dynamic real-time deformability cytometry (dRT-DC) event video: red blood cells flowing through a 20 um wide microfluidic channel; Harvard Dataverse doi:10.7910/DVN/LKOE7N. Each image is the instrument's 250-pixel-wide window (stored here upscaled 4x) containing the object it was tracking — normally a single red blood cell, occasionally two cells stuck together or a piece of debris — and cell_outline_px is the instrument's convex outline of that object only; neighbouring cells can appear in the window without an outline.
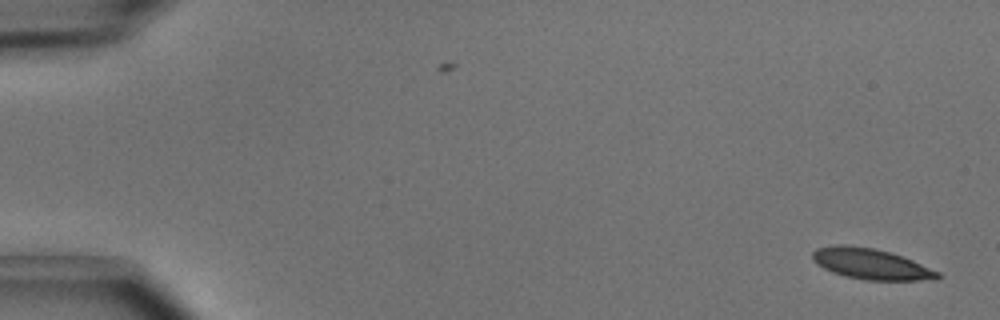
{"species": "common noctule bat (a hibernating species)", "species_latin": "Nyctalus noctula", "temperature_condition": "cold", "stored_images_in_passage": 49, "camera_frame_rate_fps": 3000, "um_per_image_px": 0.085, "animal": {"sex": "male", "body_mass_g": 15.6}, "frame": {"image": 1, "passage_image": 1, "time_ms": 0.0, "image_size_px": [1000, 320], "cell_outline_px": [[940, 276], [936, 280], [864, 280], [844, 276], [832, 272], [816, 264], [812, 260], [812, 252], [816, 248], [836, 244], [844, 244], [872, 248], [892, 252], [912, 260], [940, 272]], "centroid_in_image_um": [74.01, 22.43], "position_along_channel_um": 11.0, "area_um2": 22.6}}
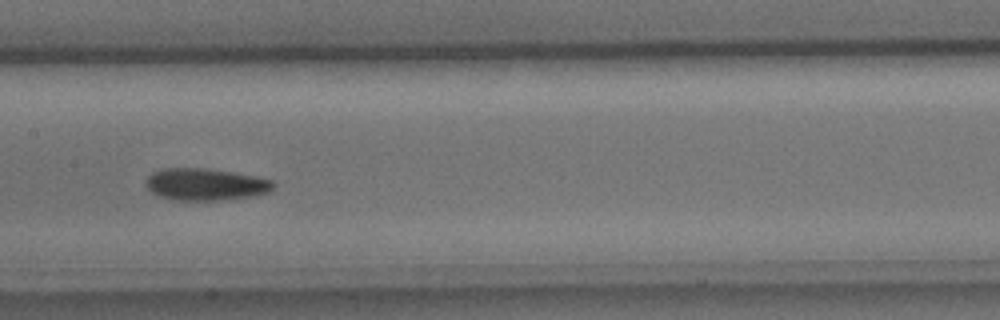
{"frame": {"image": 2, "passage_image": 25, "time_ms": 8.0, "image_size_px": [1000, 320], "cell_outline_px": [[276, 184], [268, 192], [252, 196], [224, 200], [176, 200], [160, 196], [152, 192], [144, 184], [144, 180], [152, 172], [164, 168], [204, 168], [232, 172], [256, 176], [272, 180]], "centroid_in_image_um": [17.45, 15.67], "position_along_channel_um": 189.9, "area_um2": 23.81}}
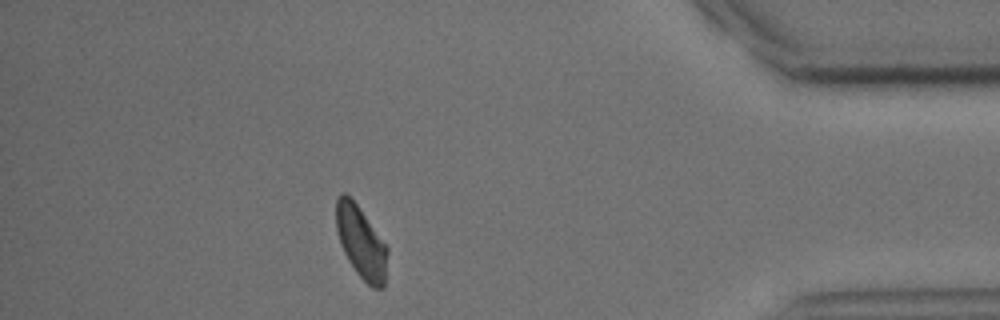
{"frame": {"image": 3, "passage_image": 44, "time_ms": 14.333, "image_size_px": [1000, 320], "cell_outline_px": [[388, 252], [384, 288], [372, 288], [356, 272], [348, 260], [340, 244], [336, 228], [336, 200], [340, 192], [344, 192], [356, 204], [388, 248]], "centroid_in_image_um": [30.68, 20.61], "position_along_channel_um": 404.5, "area_um2": 21.27}, "authors_computed_cell_mechanics": {"area_um2": 23.0044, "velocity_mm_per_s": 3.9973, "shape_relaxation_time_tau1_ms": 3.1945, "shape_relaxation_time_tau2_ms": 8.1679, "deformation_change_tau1": 0.1, "deformation_change_tau2": 0.1184}}